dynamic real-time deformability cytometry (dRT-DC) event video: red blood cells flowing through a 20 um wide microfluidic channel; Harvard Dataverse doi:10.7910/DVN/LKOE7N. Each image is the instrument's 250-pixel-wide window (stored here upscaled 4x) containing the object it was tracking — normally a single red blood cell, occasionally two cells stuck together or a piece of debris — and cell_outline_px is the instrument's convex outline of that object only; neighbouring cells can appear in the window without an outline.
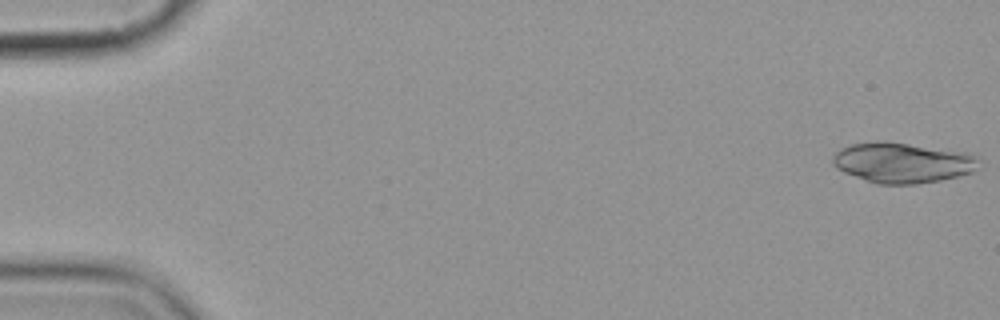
{"species": "common noctule bat (a hibernating species)", "species_latin": "Nyctalus noctula", "temperature_condition": "cold", "stored_images_in_passage": 9, "camera_frame_rate_fps": 3000, "um_per_image_px": 0.085, "animal": {"sex": "female", "body_mass_g": 19.9}, "frame": {"image": 1, "passage_image": 1, "time_ms": 0.0, "image_size_px": [1000, 320], "cell_outline_px": [[980, 168], [972, 172], [940, 180], [916, 184], [876, 184], [844, 172], [836, 168], [832, 164], [832, 156], [840, 148], [848, 144], [876, 140], [884, 140], [968, 152], [976, 156]], "centroid_in_image_um": [76.68, 13.81], "position_along_channel_um": 8.3, "area_um2": 34.8}}
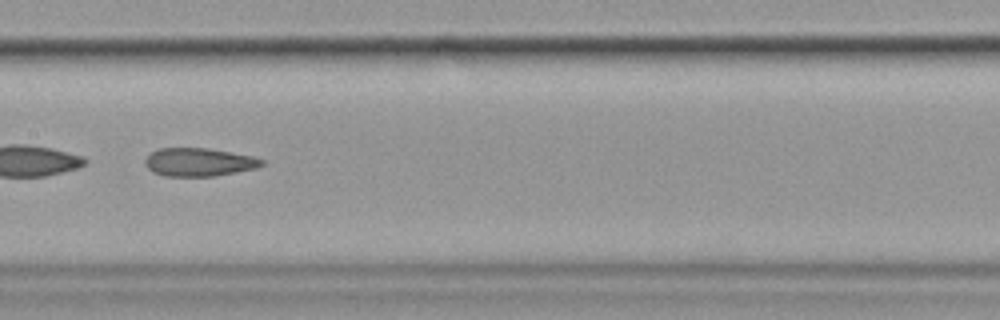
{"frame": {"image": 2, "passage_image": 9, "time_ms": 9.333, "image_size_px": [1000, 320], "cell_outline_px": [[264, 164], [256, 168], [236, 172], [212, 176], [164, 176], [152, 172], [144, 164], [144, 160], [152, 152], [160, 148], [208, 148], [252, 156], [264, 160]], "centroid_in_image_um": [16.89, 13.78], "position_along_channel_um": 190.5, "area_um2": 19.13}}